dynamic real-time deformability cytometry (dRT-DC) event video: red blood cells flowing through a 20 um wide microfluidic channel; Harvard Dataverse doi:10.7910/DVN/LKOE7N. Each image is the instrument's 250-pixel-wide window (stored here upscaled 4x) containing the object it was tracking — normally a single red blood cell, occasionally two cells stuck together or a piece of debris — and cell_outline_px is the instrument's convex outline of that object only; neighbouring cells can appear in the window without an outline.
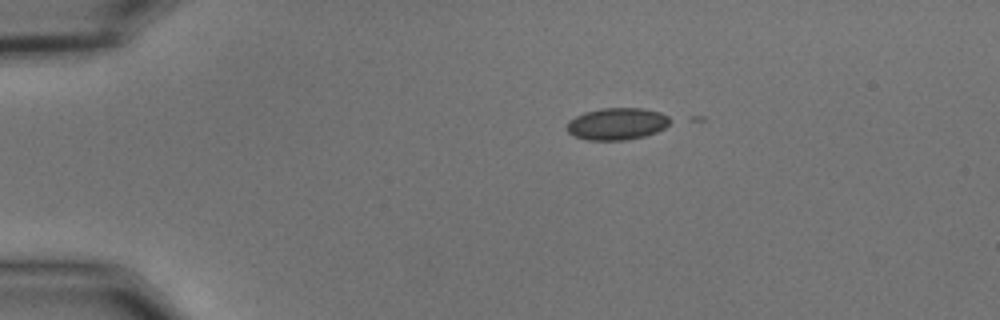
{"species": "common noctule bat (a hibernating species)", "species_latin": "Nyctalus noctula", "temperature_condition": "cold", "stored_images_in_passage": 2, "camera_frame_rate_fps": 3000, "um_per_image_px": 0.085, "animal": {"sex": "male", "body_mass_g": 15.6}, "frame": {"image": 1, "passage_image": 1, "time_ms": 0.0, "image_size_px": [1000, 320], "cell_outline_px": [[676, 120], [664, 128], [656, 132], [644, 136], [624, 140], [588, 140], [576, 136], [568, 132], [568, 120], [584, 112], [600, 108], [644, 108], [660, 112]], "centroid_in_image_um": [52.5, 10.51], "position_along_channel_um": 32.5, "area_um2": 19.36}}